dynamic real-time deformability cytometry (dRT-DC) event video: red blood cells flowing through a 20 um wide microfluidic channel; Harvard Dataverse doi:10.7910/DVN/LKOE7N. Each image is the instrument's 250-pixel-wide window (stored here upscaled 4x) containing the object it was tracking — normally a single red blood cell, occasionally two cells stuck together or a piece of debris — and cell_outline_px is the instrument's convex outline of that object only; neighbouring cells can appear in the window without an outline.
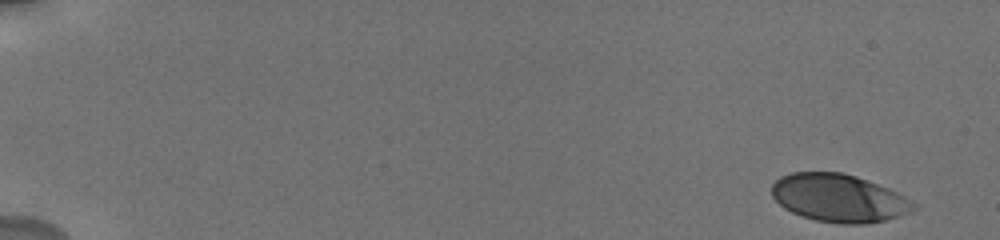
{"species": "human", "species_latin": "Homo sapiens", "temperature_condition": "cold", "stored_images_in_passage": 8, "camera_frame_rate_fps": 3000, "um_per_image_px": 0.085, "donor": {"sex": "male"}, "frame": {"image": 1, "passage_image": 1, "time_ms": 0.0, "image_size_px": [1000, 240], "cell_outline_px": [[920, 208], [900, 216], [884, 220], [864, 224], [840, 224], [816, 220], [800, 216], [784, 208], [772, 196], [772, 184], [780, 176], [792, 172], [840, 172], [856, 176], [888, 188], [920, 204]], "centroid_in_image_um": [71.33, 16.84], "position_along_channel_um": 13.7, "area_um2": 39.82}}
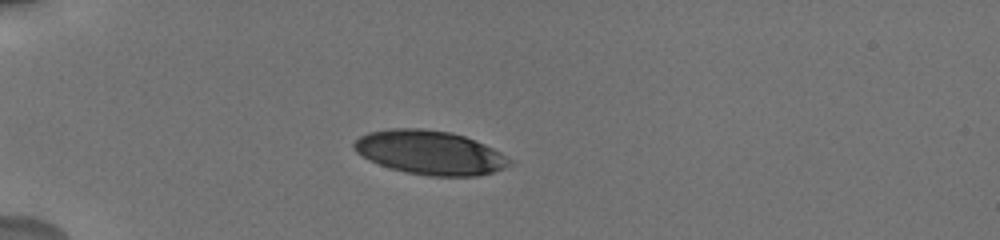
{"frame": {"image": 2, "passage_image": 6, "time_ms": 4.667, "image_size_px": [1000, 240], "cell_outline_px": [[516, 160], [512, 164], [504, 168], [492, 172], [476, 176], [428, 176], [404, 172], [368, 160], [356, 152], [352, 148], [352, 144], [360, 136], [368, 132], [388, 128], [424, 128], [452, 132], [476, 140]], "centroid_in_image_um": [36.55, 12.96], "position_along_channel_um": 48.4, "area_um2": 40.23}}
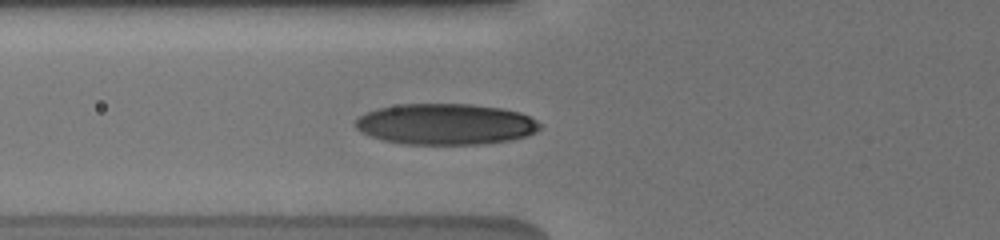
{"frame": {"image": 3, "passage_image": 8, "time_ms": 6.667, "image_size_px": [1000, 240], "cell_outline_px": [[540, 128], [536, 132], [524, 136], [508, 140], [480, 144], [404, 144], [384, 140], [368, 136], [360, 132], [356, 128], [356, 120], [360, 116], [376, 108], [400, 104], [472, 104], [500, 108], [520, 112], [536, 120], [540, 124]], "centroid_in_image_um": [37.85, 10.55], "position_along_channel_um": 88.0, "area_um2": 43.99}}